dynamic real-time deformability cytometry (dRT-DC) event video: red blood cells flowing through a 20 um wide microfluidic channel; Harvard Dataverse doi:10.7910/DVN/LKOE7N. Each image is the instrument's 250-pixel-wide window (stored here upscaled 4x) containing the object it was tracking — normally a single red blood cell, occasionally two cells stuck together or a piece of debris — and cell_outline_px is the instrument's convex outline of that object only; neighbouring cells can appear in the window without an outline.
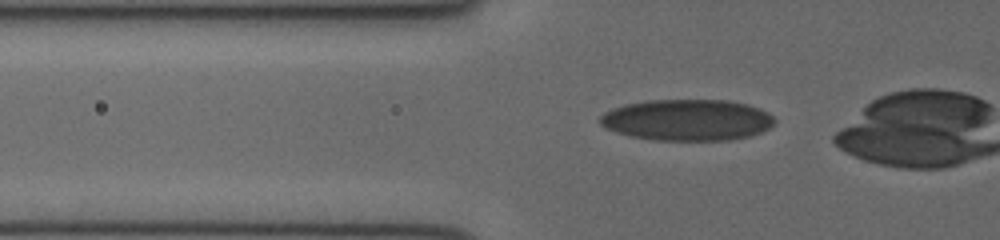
{"species": "human", "species_latin": "Homo sapiens", "temperature_condition": "cold", "stored_images_in_passage": 38, "camera_frame_rate_fps": 3000, "um_per_image_px": 0.085, "donor": {"sex": "female"}, "frame": {"image": 1, "passage_image": 13, "time_ms": 4.0, "image_size_px": [1000, 240], "cell_outline_px": [[776, 120], [768, 128], [760, 132], [748, 136], [728, 140], [656, 140], [632, 136], [616, 132], [604, 128], [596, 120], [604, 112], [612, 108], [624, 104], [648, 100], [728, 100], [748, 104], [760, 108], [768, 112]], "centroid_in_image_um": [58.37, 10.19], "position_along_channel_um": 67.4, "area_um2": 42.19}}
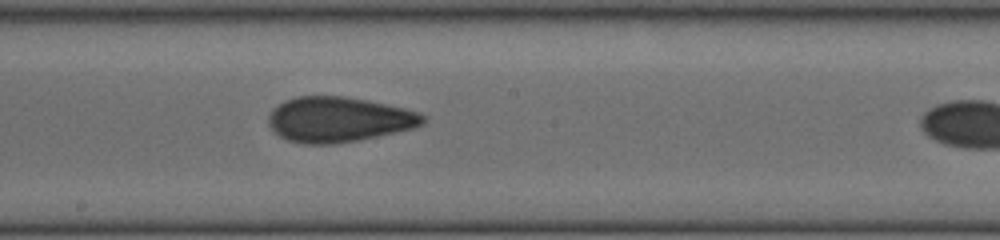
{"frame": {"image": 2, "passage_image": 24, "time_ms": 7.667, "image_size_px": [1000, 240], "cell_outline_px": [[428, 116], [424, 124], [416, 128], [360, 140], [332, 144], [304, 144], [288, 140], [280, 136], [268, 124], [268, 116], [272, 108], [284, 100], [296, 96], [344, 96], [368, 100], [404, 108], [420, 112]], "centroid_in_image_um": [28.82, 10.15], "position_along_channel_um": 219.4, "area_um2": 41.1}}
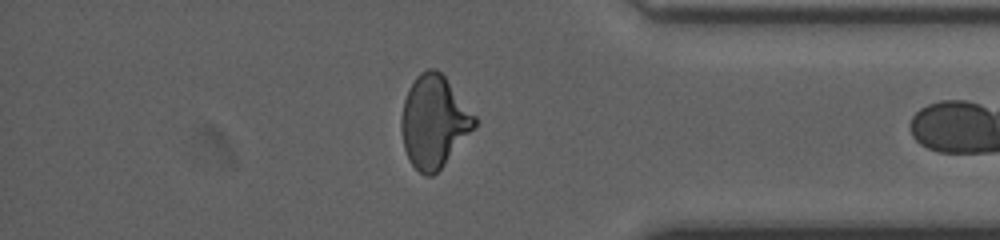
{"frame": {"image": 3, "passage_image": 37, "time_ms": 12.0, "image_size_px": [1000, 240], "cell_outline_px": [[476, 128], [444, 164], [432, 176], [424, 176], [408, 160], [404, 148], [400, 128], [400, 120], [404, 100], [408, 88], [416, 76], [420, 72], [428, 68], [436, 68], [444, 76], [476, 116]], "centroid_in_image_um": [36.87, 10.34], "position_along_channel_um": 398.3, "area_um2": 39.42}}